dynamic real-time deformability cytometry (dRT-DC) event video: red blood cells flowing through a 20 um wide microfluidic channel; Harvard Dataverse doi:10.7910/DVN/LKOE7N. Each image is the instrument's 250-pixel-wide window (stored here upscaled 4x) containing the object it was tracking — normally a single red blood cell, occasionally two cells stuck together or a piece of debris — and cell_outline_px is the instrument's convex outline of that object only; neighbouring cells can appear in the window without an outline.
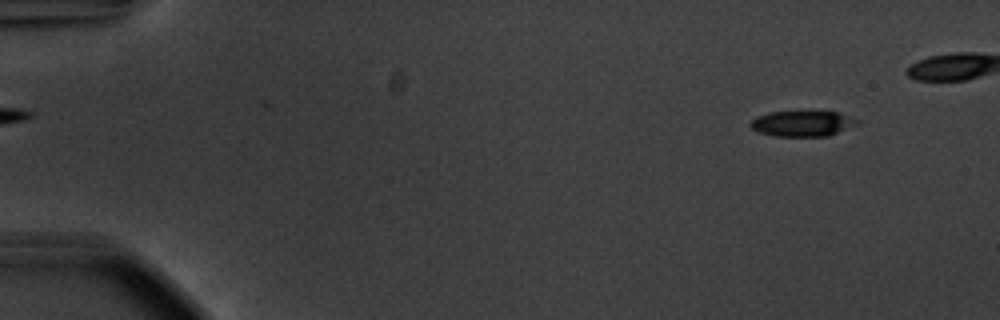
{"species": "common noctule bat (a hibernating species)", "species_latin": "Nyctalus noctula", "temperature_condition": "warm", "stored_images_in_passage": 49, "camera_frame_rate_fps": 3000, "um_per_image_px": 0.085, "animal": {"sex": "male", "body_mass_g": 20.1, "forearm_length_mm": 53.5}, "frame": {"image": 1, "passage_image": 5, "time_ms": 1.333, "image_size_px": [1000, 320], "cell_outline_px": [[860, 124], [828, 136], [772, 136], [756, 132], [748, 124], [756, 116], [768, 112], [836, 112], [860, 120]], "centroid_in_image_um": [68.18, 10.51], "position_along_channel_um": 16.8, "area_um2": 16.01}}
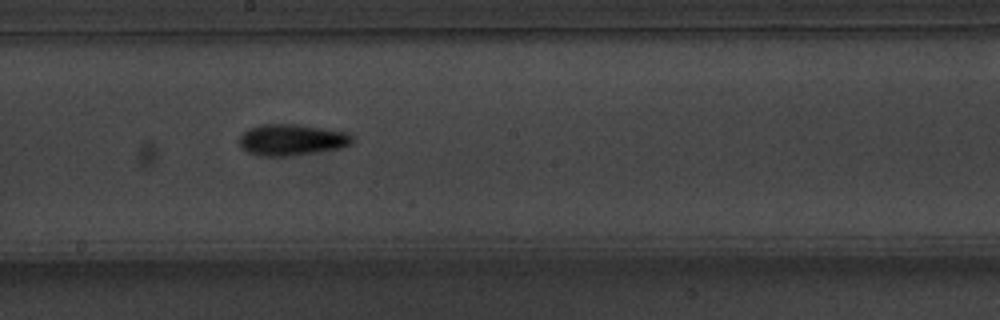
{"frame": {"image": 2, "passage_image": 31, "time_ms": 10.0, "image_size_px": [1000, 320], "cell_outline_px": [[356, 140], [352, 144], [340, 148], [292, 156], [260, 156], [248, 152], [240, 144], [240, 136], [248, 128], [260, 124], [300, 124], [348, 132], [356, 136]], "centroid_in_image_um": [24.87, 11.87], "position_along_channel_um": 223.3, "area_um2": 20.92}}
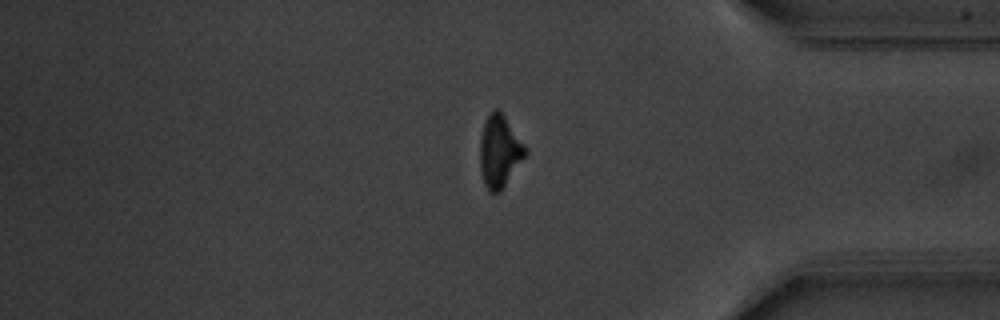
{"frame": {"image": 3, "passage_image": 46, "time_ms": 15.0, "image_size_px": [1000, 320], "cell_outline_px": [[528, 152], [500, 192], [488, 192], [484, 184], [480, 172], [480, 140], [484, 120], [496, 108], [504, 116], [528, 148]], "centroid_in_image_um": [42.46, 12.89], "position_along_channel_um": 392.7, "area_um2": 19.02}}